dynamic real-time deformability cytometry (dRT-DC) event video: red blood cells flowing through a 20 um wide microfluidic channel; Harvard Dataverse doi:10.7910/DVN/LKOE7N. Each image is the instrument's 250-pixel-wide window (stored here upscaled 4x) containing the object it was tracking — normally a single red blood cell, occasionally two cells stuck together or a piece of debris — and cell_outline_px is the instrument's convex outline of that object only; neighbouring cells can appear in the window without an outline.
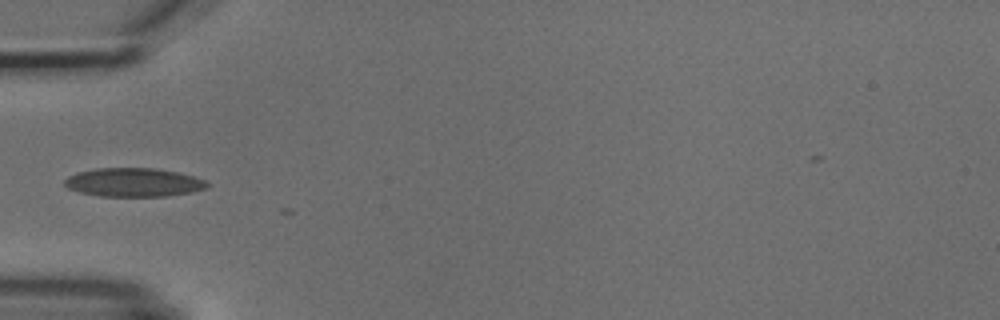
{"species": "common noctule bat (a hibernating species)", "species_latin": "Nyctalus noctula", "temperature_condition": "cold", "stored_images_in_passage": 7, "camera_frame_rate_fps": 3000, "um_per_image_px": 0.085, "animal": {"sex": "male", "body_mass_g": 18.8}, "frame": {"image": 1, "passage_image": 5, "time_ms": 4.667, "image_size_px": [1000, 320], "cell_outline_px": [[212, 184], [208, 188], [192, 192], [164, 196], [100, 196], [80, 192], [68, 188], [64, 184], [64, 180], [68, 176], [76, 172], [96, 168], [156, 168], [176, 172], [192, 176], [204, 180]], "centroid_in_image_um": [11.36, 15.5], "position_along_channel_um": 73.6, "area_um2": 23.87}}
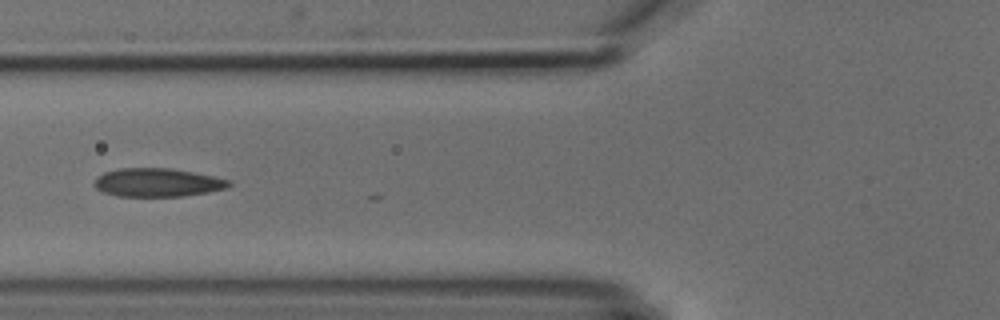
{"frame": {"image": 2, "passage_image": 6, "time_ms": 5.667, "image_size_px": [1000, 320], "cell_outline_px": [[232, 184], [228, 188], [208, 192], [184, 196], [116, 196], [104, 192], [96, 188], [92, 184], [96, 176], [104, 172], [120, 168], [172, 168], [212, 176], [228, 180]], "centroid_in_image_um": [13.35, 15.51], "position_along_channel_um": 112.5, "area_um2": 22.37}}
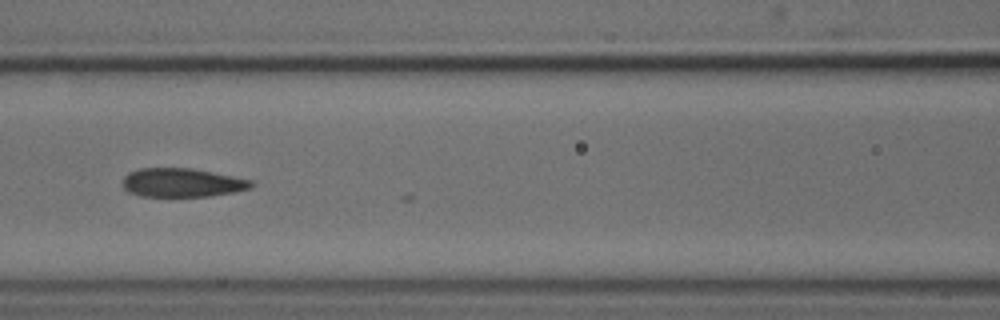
{"frame": {"image": 3, "passage_image": 7, "time_ms": 6.667, "image_size_px": [1000, 320], "cell_outline_px": [[256, 184], [252, 188], [236, 192], [212, 196], [140, 196], [128, 192], [124, 188], [124, 176], [128, 172], [140, 168], [192, 168], [252, 180]], "centroid_in_image_um": [15.51, 15.53], "position_along_channel_um": 151.1, "area_um2": 21.68}}